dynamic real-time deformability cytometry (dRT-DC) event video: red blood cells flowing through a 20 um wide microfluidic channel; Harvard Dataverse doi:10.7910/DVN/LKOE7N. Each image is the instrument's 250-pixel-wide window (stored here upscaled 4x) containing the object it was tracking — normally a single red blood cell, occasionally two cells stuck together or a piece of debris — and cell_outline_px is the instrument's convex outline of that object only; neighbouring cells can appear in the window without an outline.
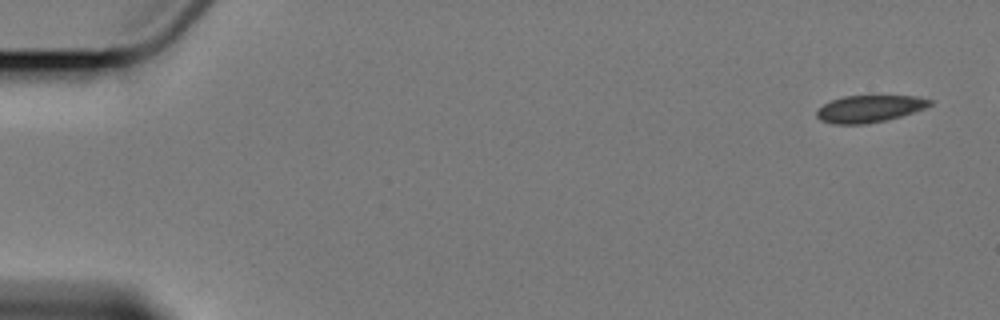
{"species": "Egyptian fruit bat (a non-hibernating species)", "species_latin": "Rousettus aegyptiacus", "temperature_condition": "cold", "stored_images_in_passage": 6, "camera_frame_rate_fps": 3000, "um_per_image_px": 0.085, "animal": {"sex": "female"}, "frame": {"image": 1, "passage_image": 1, "time_ms": 0.0, "image_size_px": [1000, 320], "cell_outline_px": [[932, 104], [924, 108], [900, 116], [884, 120], [864, 124], [832, 124], [820, 120], [816, 116], [816, 112], [824, 104], [832, 100], [844, 96], [916, 96], [932, 100]], "centroid_in_image_um": [73.88, 9.24], "position_along_channel_um": 11.1, "area_um2": 17.57}}